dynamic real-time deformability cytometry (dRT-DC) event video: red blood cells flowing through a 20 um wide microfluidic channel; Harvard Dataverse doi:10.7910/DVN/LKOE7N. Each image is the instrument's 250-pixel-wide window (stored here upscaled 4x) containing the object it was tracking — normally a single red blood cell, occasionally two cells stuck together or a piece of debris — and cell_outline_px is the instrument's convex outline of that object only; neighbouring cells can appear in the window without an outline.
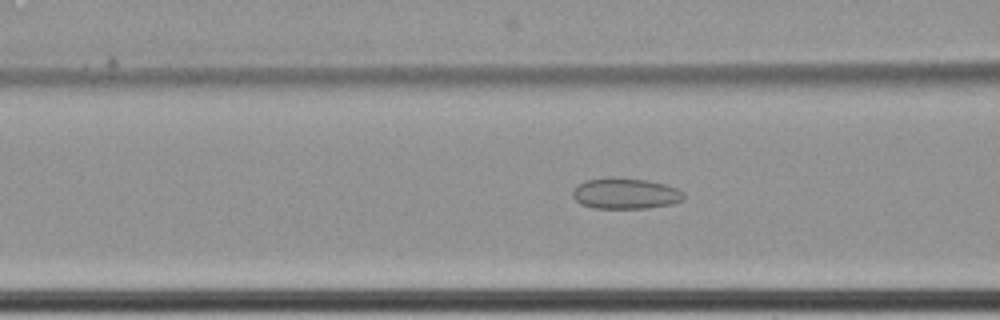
{"species": "common noctule bat (a hibernating species)", "species_latin": "Nyctalus noctula", "temperature_condition": "cold", "stored_images_in_passage": 54, "camera_frame_rate_fps": 3000, "um_per_image_px": 0.085, "animal": {"sex": "female", "body_mass_g": 22.7, "forearm_length_mm": 54.2}, "frame": {"image": 1, "passage_image": 19, "time_ms": 6.0, "image_size_px": [1000, 320], "cell_outline_px": [[684, 196], [680, 200], [672, 204], [648, 208], [592, 208], [580, 204], [572, 196], [572, 192], [584, 180], [648, 180], [664, 184], [676, 188], [684, 192]], "centroid_in_image_um": [53.18, 16.5], "position_along_channel_um": 113.4, "area_um2": 19.19}}
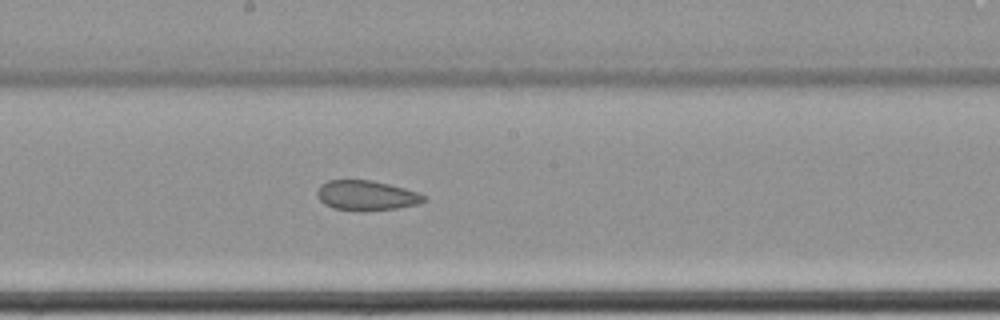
{"frame": {"image": 2, "passage_image": 28, "time_ms": 9.0, "image_size_px": [1000, 320], "cell_outline_px": [[424, 200], [416, 204], [396, 208], [364, 212], [360, 212], [332, 208], [324, 204], [316, 196], [316, 192], [320, 184], [328, 180], [372, 180], [420, 192], [424, 196]], "centroid_in_image_um": [31.08, 16.62], "position_along_channel_um": 217.1, "area_um2": 18.79}}
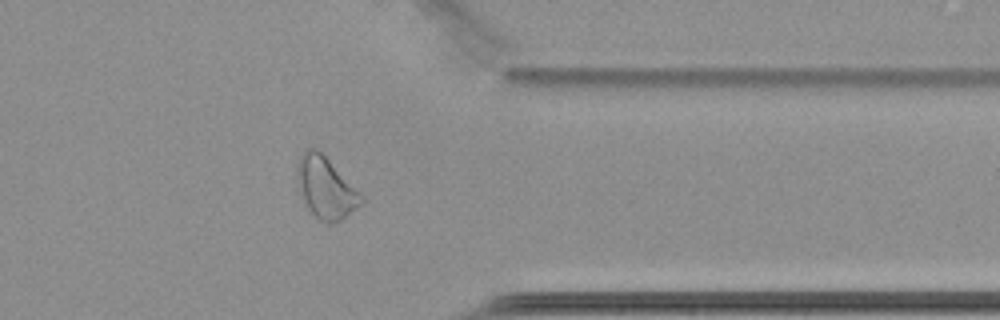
{"frame": {"image": 3, "passage_image": 43, "time_ms": 14.0, "image_size_px": [1000, 320], "cell_outline_px": [[364, 200], [360, 204], [340, 220], [328, 224], [324, 224], [308, 208], [300, 196], [296, 180], [296, 164], [300, 156], [308, 148], [316, 148], [328, 160]], "centroid_in_image_um": [27.58, 15.97], "position_along_channel_um": 383.8, "area_um2": 22.14}, "authors_computed_cell_mechanics": {"area_um2": 21.386, "velocity_mm_per_s": 3.4568, "shape_relaxation_time_tau1_ms": null, "shape_relaxation_time_tau2_ms": 4.0969, "deformation_change_tau1": null, "deformation_change_tau2": 0.1051}}